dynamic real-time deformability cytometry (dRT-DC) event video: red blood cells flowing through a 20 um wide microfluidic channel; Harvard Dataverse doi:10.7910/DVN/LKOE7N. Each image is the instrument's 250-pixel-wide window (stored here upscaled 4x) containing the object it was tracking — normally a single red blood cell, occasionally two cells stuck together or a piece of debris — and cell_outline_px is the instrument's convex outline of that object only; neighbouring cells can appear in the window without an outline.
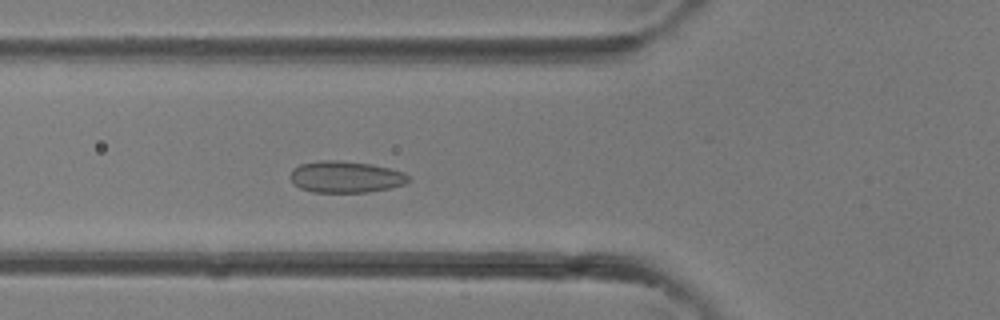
{"species": "common noctule bat (a hibernating species)", "species_latin": "Nyctalus noctula", "temperature_condition": "room temperature", "stored_images_in_passage": 37, "camera_frame_rate_fps": 3000, "um_per_image_px": 0.085, "animal": {"sex": "female"}, "frame": {"image": 1, "passage_image": 12, "time_ms": 3.667, "image_size_px": [1000, 320], "cell_outline_px": [[412, 180], [404, 184], [392, 188], [368, 192], [312, 192], [300, 188], [288, 176], [292, 168], [300, 164], [320, 160], [340, 160], [372, 164], [404, 172]], "centroid_in_image_um": [29.38, 15.03], "position_along_channel_um": 96.4, "area_um2": 21.96}}
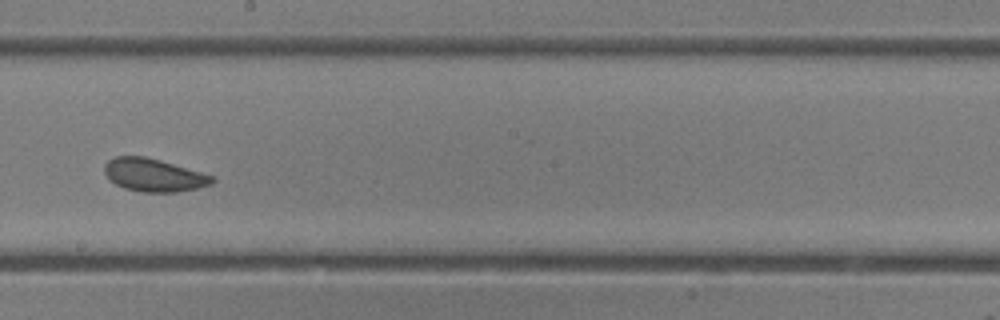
{"frame": {"image": 2, "passage_image": 20, "time_ms": 6.333, "image_size_px": [1000, 320], "cell_outline_px": [[216, 180], [212, 184], [196, 188], [176, 192], [140, 192], [124, 188], [116, 184], [104, 172], [104, 164], [108, 160], [116, 156], [144, 156], [160, 160], [200, 172], [212, 176]], "centroid_in_image_um": [13.05, 14.88], "position_along_channel_um": 235.1, "area_um2": 20.46}}
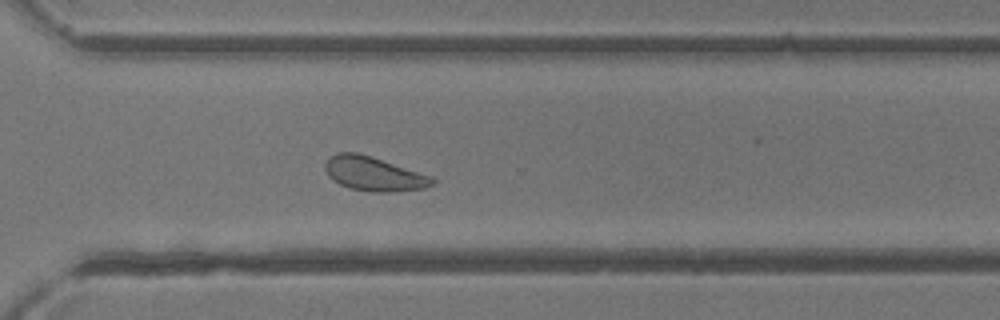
{"frame": {"image": 3, "passage_image": 26, "time_ms": 8.333, "image_size_px": [1000, 320], "cell_outline_px": [[436, 184], [424, 188], [396, 192], [372, 192], [348, 188], [332, 180], [328, 176], [324, 168], [324, 164], [336, 152], [356, 152], [432, 176], [436, 180]], "centroid_in_image_um": [31.78, 14.8], "position_along_channel_um": 338.8, "area_um2": 21.33}}